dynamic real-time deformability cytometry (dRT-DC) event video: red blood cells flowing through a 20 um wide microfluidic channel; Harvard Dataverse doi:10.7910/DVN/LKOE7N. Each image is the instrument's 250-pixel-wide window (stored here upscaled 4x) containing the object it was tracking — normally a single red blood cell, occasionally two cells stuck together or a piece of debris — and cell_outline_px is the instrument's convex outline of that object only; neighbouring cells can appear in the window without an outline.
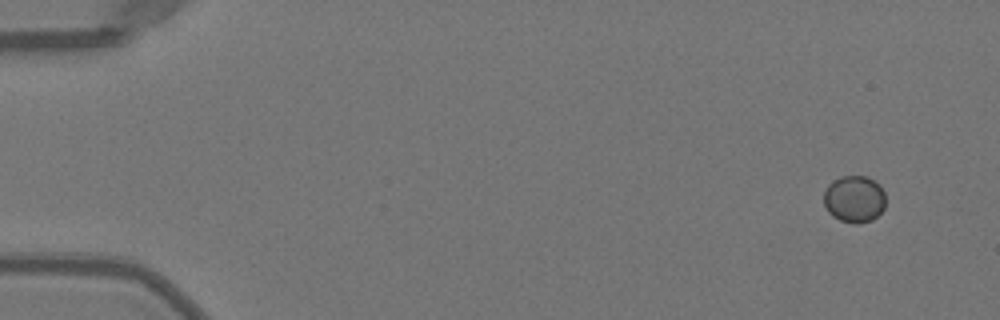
{"species": "Egyptian fruit bat (a non-hibernating species)", "species_latin": "Rousettus aegyptiacus", "temperature_condition": "warm", "stored_images_in_passage": 5, "camera_frame_rate_fps": 3000, "um_per_image_px": 0.085, "animal": {"sex": "female"}, "frame": {"image": 1, "passage_image": 1, "time_ms": 0.0, "image_size_px": [1000, 320], "cell_outline_px": [[884, 208], [872, 220], [856, 224], [852, 224], [840, 220], [832, 216], [828, 212], [824, 204], [824, 192], [828, 184], [832, 180], [840, 176], [868, 176], [880, 184], [884, 192]], "centroid_in_image_um": [72.6, 16.9], "position_along_channel_um": 12.4, "area_um2": 17.11}}